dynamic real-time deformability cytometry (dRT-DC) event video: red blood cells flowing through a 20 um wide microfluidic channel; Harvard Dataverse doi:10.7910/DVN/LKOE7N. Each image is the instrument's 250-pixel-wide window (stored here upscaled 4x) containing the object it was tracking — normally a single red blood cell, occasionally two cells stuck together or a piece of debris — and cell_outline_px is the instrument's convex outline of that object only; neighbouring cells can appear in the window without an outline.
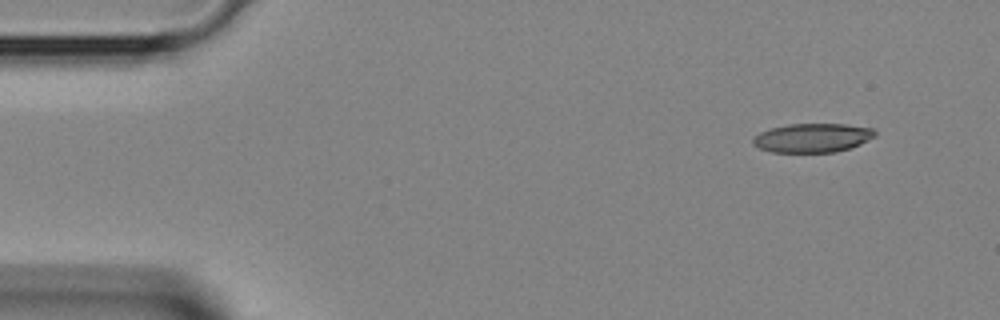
{"species": "Egyptian fruit bat (a non-hibernating species)", "species_latin": "Rousettus aegyptiacus", "temperature_condition": "room temperature", "stored_images_in_passage": 4, "camera_frame_rate_fps": 3000, "um_per_image_px": 0.085, "animal": {"sex": "female"}, "frame": {"image": 1, "passage_image": 1, "time_ms": 0.0, "image_size_px": [1000, 320], "cell_outline_px": [[876, 136], [852, 148], [836, 152], [772, 152], [760, 148], [752, 144], [752, 140], [760, 132], [772, 128], [788, 124], [844, 124], [876, 128]], "centroid_in_image_um": [69.11, 11.72], "position_along_channel_um": 15.9, "area_um2": 20.69}}